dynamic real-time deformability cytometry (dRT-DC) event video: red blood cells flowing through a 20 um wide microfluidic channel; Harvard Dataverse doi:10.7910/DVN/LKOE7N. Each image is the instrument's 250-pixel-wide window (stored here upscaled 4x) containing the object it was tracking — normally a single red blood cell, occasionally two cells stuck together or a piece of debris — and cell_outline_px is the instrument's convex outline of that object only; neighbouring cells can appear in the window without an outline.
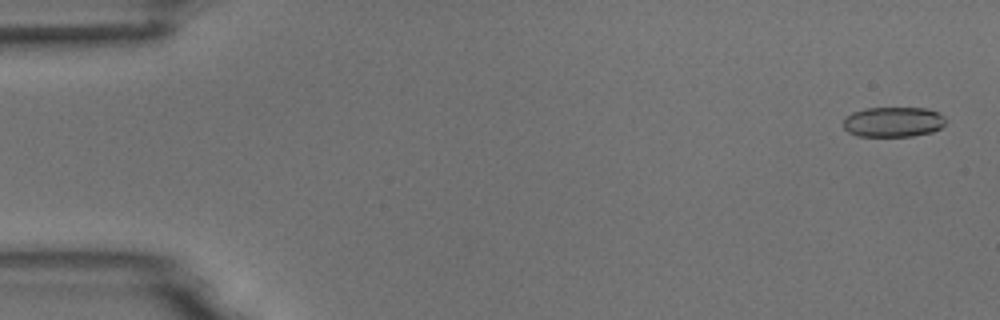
{"species": "common noctule bat (a hibernating species)", "species_latin": "Nyctalus noctula", "temperature_condition": "room temperature", "stored_images_in_passage": 5, "camera_frame_rate_fps": 3000, "um_per_image_px": 0.085, "animal": {"sex": "male", "body_mass_g": 18.8}, "frame": {"image": 1, "passage_image": 1, "time_ms": 0.0, "image_size_px": [1000, 320], "cell_outline_px": [[948, 120], [940, 128], [932, 132], [912, 136], [856, 136], [848, 132], [844, 128], [844, 116], [852, 112], [864, 108], [928, 108], [944, 116]], "centroid_in_image_um": [75.91, 10.36], "position_along_channel_um": 9.1, "area_um2": 18.15}}
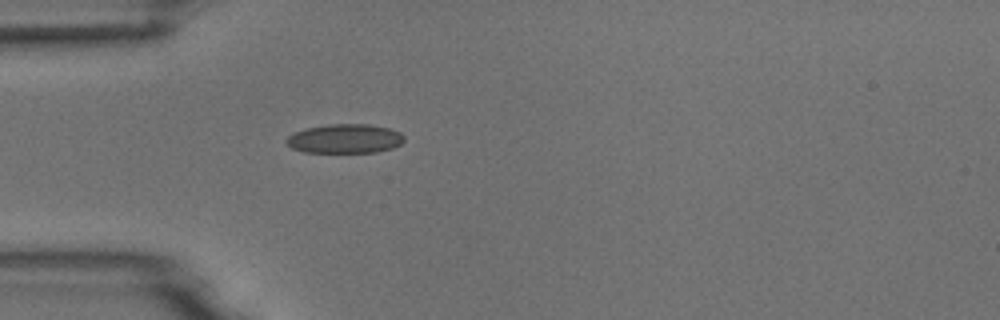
{"frame": {"image": 2, "passage_image": 5, "time_ms": 4.667, "image_size_px": [1000, 320], "cell_outline_px": [[404, 140], [400, 144], [392, 148], [376, 152], [304, 152], [292, 148], [284, 140], [288, 136], [304, 128], [328, 124], [368, 124], [388, 128], [400, 132], [404, 136]], "centroid_in_image_um": [29.31, 11.78], "position_along_channel_um": 55.7, "area_um2": 20.0}}